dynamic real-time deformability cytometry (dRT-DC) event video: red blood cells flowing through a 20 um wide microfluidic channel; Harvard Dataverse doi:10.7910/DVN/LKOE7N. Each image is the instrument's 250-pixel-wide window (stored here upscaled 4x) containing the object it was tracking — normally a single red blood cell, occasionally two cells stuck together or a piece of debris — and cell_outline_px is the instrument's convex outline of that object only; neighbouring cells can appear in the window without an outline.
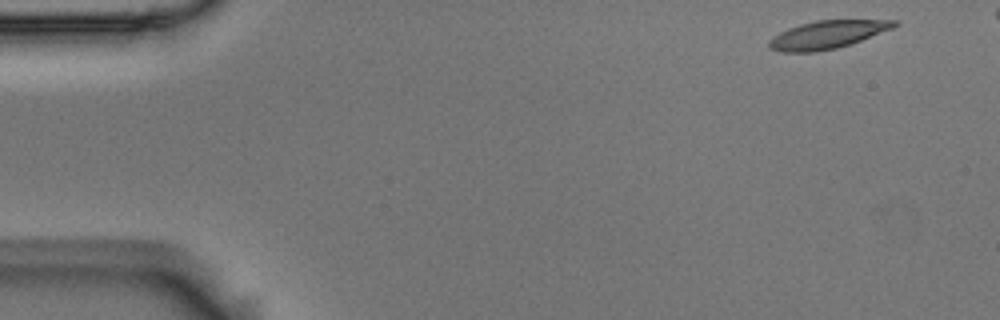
{"species": "Egyptian fruit bat (a non-hibernating species)", "species_latin": "Rousettus aegyptiacus", "temperature_condition": "room temperature", "stored_images_in_passage": 5, "camera_frame_rate_fps": 3000, "um_per_image_px": 0.085, "animal": {"sex": "male"}, "frame": {"image": 1, "passage_image": 1, "time_ms": 0.0, "image_size_px": [1000, 320], "cell_outline_px": [[900, 24], [892, 28], [860, 40], [836, 48], [816, 52], [784, 52], [768, 48], [768, 40], [772, 36], [788, 28], [800, 24], [816, 20], [900, 20]], "centroid_in_image_um": [70.28, 2.94], "position_along_channel_um": 14.7, "area_um2": 20.29}}